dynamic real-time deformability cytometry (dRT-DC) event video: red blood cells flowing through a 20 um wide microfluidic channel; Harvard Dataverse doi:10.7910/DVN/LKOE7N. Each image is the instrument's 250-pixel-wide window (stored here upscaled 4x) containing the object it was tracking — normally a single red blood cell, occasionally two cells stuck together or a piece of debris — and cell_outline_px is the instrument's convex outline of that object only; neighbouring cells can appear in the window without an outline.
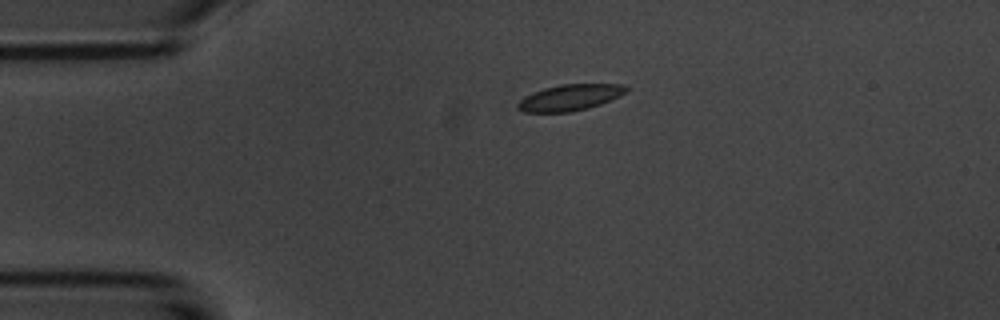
{"species": "common noctule bat (a hibernating species)", "species_latin": "Nyctalus noctula", "temperature_condition": "room temperature", "stored_images_in_passage": 2, "camera_frame_rate_fps": 3000, "um_per_image_px": 0.085, "animal": {"sex": "male", "body_mass_g": 20.1, "forearm_length_mm": 53.5}, "frame": {"image": 1, "passage_image": 1, "time_ms": 0.0, "image_size_px": [1000, 320], "cell_outline_px": [[628, 92], [620, 96], [600, 104], [588, 108], [572, 112], [524, 112], [516, 108], [516, 104], [524, 96], [532, 92], [544, 88], [560, 84], [624, 84], [628, 88]], "centroid_in_image_um": [48.44, 8.29], "position_along_channel_um": 36.6, "area_um2": 16.7}}